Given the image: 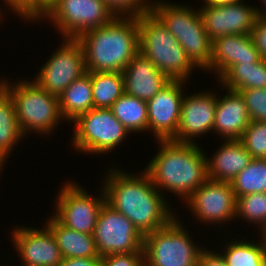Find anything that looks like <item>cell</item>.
Segmentation results:
<instances>
[{
    "instance_id": "36",
    "label": "cell",
    "mask_w": 266,
    "mask_h": 266,
    "mask_svg": "<svg viewBox=\"0 0 266 266\" xmlns=\"http://www.w3.org/2000/svg\"><path fill=\"white\" fill-rule=\"evenodd\" d=\"M250 35L260 57L266 59V18L258 16Z\"/></svg>"
},
{
    "instance_id": "30",
    "label": "cell",
    "mask_w": 266,
    "mask_h": 266,
    "mask_svg": "<svg viewBox=\"0 0 266 266\" xmlns=\"http://www.w3.org/2000/svg\"><path fill=\"white\" fill-rule=\"evenodd\" d=\"M239 216V217H238ZM242 217L246 222L266 224V193H252L237 198L236 218Z\"/></svg>"
},
{
    "instance_id": "39",
    "label": "cell",
    "mask_w": 266,
    "mask_h": 266,
    "mask_svg": "<svg viewBox=\"0 0 266 266\" xmlns=\"http://www.w3.org/2000/svg\"><path fill=\"white\" fill-rule=\"evenodd\" d=\"M239 0H204L205 4H219V3H229L236 2Z\"/></svg>"
},
{
    "instance_id": "13",
    "label": "cell",
    "mask_w": 266,
    "mask_h": 266,
    "mask_svg": "<svg viewBox=\"0 0 266 266\" xmlns=\"http://www.w3.org/2000/svg\"><path fill=\"white\" fill-rule=\"evenodd\" d=\"M185 202L202 223L216 225L236 219L237 198L231 182L207 179Z\"/></svg>"
},
{
    "instance_id": "33",
    "label": "cell",
    "mask_w": 266,
    "mask_h": 266,
    "mask_svg": "<svg viewBox=\"0 0 266 266\" xmlns=\"http://www.w3.org/2000/svg\"><path fill=\"white\" fill-rule=\"evenodd\" d=\"M238 92L245 101L251 121H266V88L241 89Z\"/></svg>"
},
{
    "instance_id": "16",
    "label": "cell",
    "mask_w": 266,
    "mask_h": 266,
    "mask_svg": "<svg viewBox=\"0 0 266 266\" xmlns=\"http://www.w3.org/2000/svg\"><path fill=\"white\" fill-rule=\"evenodd\" d=\"M44 227L40 230L20 226L13 230V245L23 266H59L63 261L54 234L47 225Z\"/></svg>"
},
{
    "instance_id": "44",
    "label": "cell",
    "mask_w": 266,
    "mask_h": 266,
    "mask_svg": "<svg viewBox=\"0 0 266 266\" xmlns=\"http://www.w3.org/2000/svg\"><path fill=\"white\" fill-rule=\"evenodd\" d=\"M260 239H262L266 243V238H260Z\"/></svg>"
},
{
    "instance_id": "25",
    "label": "cell",
    "mask_w": 266,
    "mask_h": 266,
    "mask_svg": "<svg viewBox=\"0 0 266 266\" xmlns=\"http://www.w3.org/2000/svg\"><path fill=\"white\" fill-rule=\"evenodd\" d=\"M23 137L17 123L13 98L0 85V157L4 161Z\"/></svg>"
},
{
    "instance_id": "41",
    "label": "cell",
    "mask_w": 266,
    "mask_h": 266,
    "mask_svg": "<svg viewBox=\"0 0 266 266\" xmlns=\"http://www.w3.org/2000/svg\"><path fill=\"white\" fill-rule=\"evenodd\" d=\"M263 1V3H264V5H265V7H266V0H262ZM257 11H258V15L259 16H262V17H264V18H266V10L264 11H262V10H260L259 8H257ZM262 11V12H261ZM265 12V13H264Z\"/></svg>"
},
{
    "instance_id": "6",
    "label": "cell",
    "mask_w": 266,
    "mask_h": 266,
    "mask_svg": "<svg viewBox=\"0 0 266 266\" xmlns=\"http://www.w3.org/2000/svg\"><path fill=\"white\" fill-rule=\"evenodd\" d=\"M15 84L0 81V85L13 98L17 123L24 136L32 130L49 135L55 126L58 127L60 119H63L59 96L49 93L33 80Z\"/></svg>"
},
{
    "instance_id": "38",
    "label": "cell",
    "mask_w": 266,
    "mask_h": 266,
    "mask_svg": "<svg viewBox=\"0 0 266 266\" xmlns=\"http://www.w3.org/2000/svg\"><path fill=\"white\" fill-rule=\"evenodd\" d=\"M59 266H101V257L63 259Z\"/></svg>"
},
{
    "instance_id": "10",
    "label": "cell",
    "mask_w": 266,
    "mask_h": 266,
    "mask_svg": "<svg viewBox=\"0 0 266 266\" xmlns=\"http://www.w3.org/2000/svg\"><path fill=\"white\" fill-rule=\"evenodd\" d=\"M99 256L143 253L144 236L122 213L105 203L98 215L94 230Z\"/></svg>"
},
{
    "instance_id": "31",
    "label": "cell",
    "mask_w": 266,
    "mask_h": 266,
    "mask_svg": "<svg viewBox=\"0 0 266 266\" xmlns=\"http://www.w3.org/2000/svg\"><path fill=\"white\" fill-rule=\"evenodd\" d=\"M239 140L252 158L266 159V121H251Z\"/></svg>"
},
{
    "instance_id": "32",
    "label": "cell",
    "mask_w": 266,
    "mask_h": 266,
    "mask_svg": "<svg viewBox=\"0 0 266 266\" xmlns=\"http://www.w3.org/2000/svg\"><path fill=\"white\" fill-rule=\"evenodd\" d=\"M102 1L115 17L119 15V17L139 18L142 15L151 14L154 5V2L151 4L150 2H148V0L146 1L145 0H102Z\"/></svg>"
},
{
    "instance_id": "23",
    "label": "cell",
    "mask_w": 266,
    "mask_h": 266,
    "mask_svg": "<svg viewBox=\"0 0 266 266\" xmlns=\"http://www.w3.org/2000/svg\"><path fill=\"white\" fill-rule=\"evenodd\" d=\"M59 104L63 120L71 122L93 109L91 72L74 80L59 96Z\"/></svg>"
},
{
    "instance_id": "34",
    "label": "cell",
    "mask_w": 266,
    "mask_h": 266,
    "mask_svg": "<svg viewBox=\"0 0 266 266\" xmlns=\"http://www.w3.org/2000/svg\"><path fill=\"white\" fill-rule=\"evenodd\" d=\"M11 10L24 20L45 19L47 10L39 3V0H4Z\"/></svg>"
},
{
    "instance_id": "42",
    "label": "cell",
    "mask_w": 266,
    "mask_h": 266,
    "mask_svg": "<svg viewBox=\"0 0 266 266\" xmlns=\"http://www.w3.org/2000/svg\"><path fill=\"white\" fill-rule=\"evenodd\" d=\"M262 233V238H266V224L264 225V227L260 230Z\"/></svg>"
},
{
    "instance_id": "20",
    "label": "cell",
    "mask_w": 266,
    "mask_h": 266,
    "mask_svg": "<svg viewBox=\"0 0 266 266\" xmlns=\"http://www.w3.org/2000/svg\"><path fill=\"white\" fill-rule=\"evenodd\" d=\"M224 97L217 96L213 131L224 140H239L251 122L245 101L238 91L227 89Z\"/></svg>"
},
{
    "instance_id": "24",
    "label": "cell",
    "mask_w": 266,
    "mask_h": 266,
    "mask_svg": "<svg viewBox=\"0 0 266 266\" xmlns=\"http://www.w3.org/2000/svg\"><path fill=\"white\" fill-rule=\"evenodd\" d=\"M218 81L223 84L222 87L233 91L266 88V59L235 64Z\"/></svg>"
},
{
    "instance_id": "19",
    "label": "cell",
    "mask_w": 266,
    "mask_h": 266,
    "mask_svg": "<svg viewBox=\"0 0 266 266\" xmlns=\"http://www.w3.org/2000/svg\"><path fill=\"white\" fill-rule=\"evenodd\" d=\"M122 73L125 93L146 102L171 81L140 52L133 57Z\"/></svg>"
},
{
    "instance_id": "29",
    "label": "cell",
    "mask_w": 266,
    "mask_h": 266,
    "mask_svg": "<svg viewBox=\"0 0 266 266\" xmlns=\"http://www.w3.org/2000/svg\"><path fill=\"white\" fill-rule=\"evenodd\" d=\"M231 185L236 198L252 193H266V159L252 158Z\"/></svg>"
},
{
    "instance_id": "11",
    "label": "cell",
    "mask_w": 266,
    "mask_h": 266,
    "mask_svg": "<svg viewBox=\"0 0 266 266\" xmlns=\"http://www.w3.org/2000/svg\"><path fill=\"white\" fill-rule=\"evenodd\" d=\"M101 197H92L83 187L75 183H66L57 197L54 217L69 229L85 234H94L98 215L106 203L104 189Z\"/></svg>"
},
{
    "instance_id": "5",
    "label": "cell",
    "mask_w": 266,
    "mask_h": 266,
    "mask_svg": "<svg viewBox=\"0 0 266 266\" xmlns=\"http://www.w3.org/2000/svg\"><path fill=\"white\" fill-rule=\"evenodd\" d=\"M184 48L188 58L196 66L207 69L212 56V40L206 33L199 10L186 5L154 1L151 12Z\"/></svg>"
},
{
    "instance_id": "18",
    "label": "cell",
    "mask_w": 266,
    "mask_h": 266,
    "mask_svg": "<svg viewBox=\"0 0 266 266\" xmlns=\"http://www.w3.org/2000/svg\"><path fill=\"white\" fill-rule=\"evenodd\" d=\"M261 59L250 34L225 35L212 41V56L206 71L214 70L220 78L235 64L258 62Z\"/></svg>"
},
{
    "instance_id": "28",
    "label": "cell",
    "mask_w": 266,
    "mask_h": 266,
    "mask_svg": "<svg viewBox=\"0 0 266 266\" xmlns=\"http://www.w3.org/2000/svg\"><path fill=\"white\" fill-rule=\"evenodd\" d=\"M244 241L237 240L226 244L222 255L227 266H266V243L263 240L259 243Z\"/></svg>"
},
{
    "instance_id": "26",
    "label": "cell",
    "mask_w": 266,
    "mask_h": 266,
    "mask_svg": "<svg viewBox=\"0 0 266 266\" xmlns=\"http://www.w3.org/2000/svg\"><path fill=\"white\" fill-rule=\"evenodd\" d=\"M93 108H110L124 93L122 72H91Z\"/></svg>"
},
{
    "instance_id": "22",
    "label": "cell",
    "mask_w": 266,
    "mask_h": 266,
    "mask_svg": "<svg viewBox=\"0 0 266 266\" xmlns=\"http://www.w3.org/2000/svg\"><path fill=\"white\" fill-rule=\"evenodd\" d=\"M63 259L100 257L93 234L80 233L61 224L54 216L47 220Z\"/></svg>"
},
{
    "instance_id": "37",
    "label": "cell",
    "mask_w": 266,
    "mask_h": 266,
    "mask_svg": "<svg viewBox=\"0 0 266 266\" xmlns=\"http://www.w3.org/2000/svg\"><path fill=\"white\" fill-rule=\"evenodd\" d=\"M197 266H227L222 254L203 248L199 254Z\"/></svg>"
},
{
    "instance_id": "1",
    "label": "cell",
    "mask_w": 266,
    "mask_h": 266,
    "mask_svg": "<svg viewBox=\"0 0 266 266\" xmlns=\"http://www.w3.org/2000/svg\"><path fill=\"white\" fill-rule=\"evenodd\" d=\"M109 171L102 187L106 203L126 216L143 236L167 226L176 217L145 171L139 176L119 169Z\"/></svg>"
},
{
    "instance_id": "35",
    "label": "cell",
    "mask_w": 266,
    "mask_h": 266,
    "mask_svg": "<svg viewBox=\"0 0 266 266\" xmlns=\"http://www.w3.org/2000/svg\"><path fill=\"white\" fill-rule=\"evenodd\" d=\"M101 266H145L143 253H122L105 255Z\"/></svg>"
},
{
    "instance_id": "14",
    "label": "cell",
    "mask_w": 266,
    "mask_h": 266,
    "mask_svg": "<svg viewBox=\"0 0 266 266\" xmlns=\"http://www.w3.org/2000/svg\"><path fill=\"white\" fill-rule=\"evenodd\" d=\"M243 2V3H242ZM199 9L204 29L213 41L231 34H250L258 18L257 8L244 4V1L204 4Z\"/></svg>"
},
{
    "instance_id": "17",
    "label": "cell",
    "mask_w": 266,
    "mask_h": 266,
    "mask_svg": "<svg viewBox=\"0 0 266 266\" xmlns=\"http://www.w3.org/2000/svg\"><path fill=\"white\" fill-rule=\"evenodd\" d=\"M216 104L217 96L212 92L183 96L177 134L172 140L196 143L195 137L213 131Z\"/></svg>"
},
{
    "instance_id": "3",
    "label": "cell",
    "mask_w": 266,
    "mask_h": 266,
    "mask_svg": "<svg viewBox=\"0 0 266 266\" xmlns=\"http://www.w3.org/2000/svg\"><path fill=\"white\" fill-rule=\"evenodd\" d=\"M138 28V18L118 16L81 34L86 72H122L139 52Z\"/></svg>"
},
{
    "instance_id": "2",
    "label": "cell",
    "mask_w": 266,
    "mask_h": 266,
    "mask_svg": "<svg viewBox=\"0 0 266 266\" xmlns=\"http://www.w3.org/2000/svg\"><path fill=\"white\" fill-rule=\"evenodd\" d=\"M158 144L159 153L144 171L159 191L165 189L187 199L208 179L204 151L195 143L158 140Z\"/></svg>"
},
{
    "instance_id": "9",
    "label": "cell",
    "mask_w": 266,
    "mask_h": 266,
    "mask_svg": "<svg viewBox=\"0 0 266 266\" xmlns=\"http://www.w3.org/2000/svg\"><path fill=\"white\" fill-rule=\"evenodd\" d=\"M45 17L53 22L63 38L76 39L115 18L102 0H57L47 9Z\"/></svg>"
},
{
    "instance_id": "7",
    "label": "cell",
    "mask_w": 266,
    "mask_h": 266,
    "mask_svg": "<svg viewBox=\"0 0 266 266\" xmlns=\"http://www.w3.org/2000/svg\"><path fill=\"white\" fill-rule=\"evenodd\" d=\"M176 217L165 227L148 233L143 240L145 266H197L202 248L192 242Z\"/></svg>"
},
{
    "instance_id": "21",
    "label": "cell",
    "mask_w": 266,
    "mask_h": 266,
    "mask_svg": "<svg viewBox=\"0 0 266 266\" xmlns=\"http://www.w3.org/2000/svg\"><path fill=\"white\" fill-rule=\"evenodd\" d=\"M207 159L208 179L232 182L244 170L252 157L240 140H225L224 144Z\"/></svg>"
},
{
    "instance_id": "4",
    "label": "cell",
    "mask_w": 266,
    "mask_h": 266,
    "mask_svg": "<svg viewBox=\"0 0 266 266\" xmlns=\"http://www.w3.org/2000/svg\"><path fill=\"white\" fill-rule=\"evenodd\" d=\"M138 20L139 52L170 80L186 81L196 66L178 40L152 13Z\"/></svg>"
},
{
    "instance_id": "8",
    "label": "cell",
    "mask_w": 266,
    "mask_h": 266,
    "mask_svg": "<svg viewBox=\"0 0 266 266\" xmlns=\"http://www.w3.org/2000/svg\"><path fill=\"white\" fill-rule=\"evenodd\" d=\"M74 125L72 143L78 151L86 153L111 151L130 134L110 108H93L80 115Z\"/></svg>"
},
{
    "instance_id": "12",
    "label": "cell",
    "mask_w": 266,
    "mask_h": 266,
    "mask_svg": "<svg viewBox=\"0 0 266 266\" xmlns=\"http://www.w3.org/2000/svg\"><path fill=\"white\" fill-rule=\"evenodd\" d=\"M56 53L42 66L34 80L49 93L60 96L76 79L86 73L84 49L76 38L63 39Z\"/></svg>"
},
{
    "instance_id": "15",
    "label": "cell",
    "mask_w": 266,
    "mask_h": 266,
    "mask_svg": "<svg viewBox=\"0 0 266 266\" xmlns=\"http://www.w3.org/2000/svg\"><path fill=\"white\" fill-rule=\"evenodd\" d=\"M183 80H171L147 101L148 130L158 140H172L176 134L183 99Z\"/></svg>"
},
{
    "instance_id": "27",
    "label": "cell",
    "mask_w": 266,
    "mask_h": 266,
    "mask_svg": "<svg viewBox=\"0 0 266 266\" xmlns=\"http://www.w3.org/2000/svg\"><path fill=\"white\" fill-rule=\"evenodd\" d=\"M110 109L129 132L148 130L146 101L124 93Z\"/></svg>"
},
{
    "instance_id": "40",
    "label": "cell",
    "mask_w": 266,
    "mask_h": 266,
    "mask_svg": "<svg viewBox=\"0 0 266 266\" xmlns=\"http://www.w3.org/2000/svg\"><path fill=\"white\" fill-rule=\"evenodd\" d=\"M57 0H39V3L47 10Z\"/></svg>"
},
{
    "instance_id": "43",
    "label": "cell",
    "mask_w": 266,
    "mask_h": 266,
    "mask_svg": "<svg viewBox=\"0 0 266 266\" xmlns=\"http://www.w3.org/2000/svg\"><path fill=\"white\" fill-rule=\"evenodd\" d=\"M5 162H6V161H4V160L0 157V172H1V170H2V167H4L3 165H4Z\"/></svg>"
}]
</instances>
